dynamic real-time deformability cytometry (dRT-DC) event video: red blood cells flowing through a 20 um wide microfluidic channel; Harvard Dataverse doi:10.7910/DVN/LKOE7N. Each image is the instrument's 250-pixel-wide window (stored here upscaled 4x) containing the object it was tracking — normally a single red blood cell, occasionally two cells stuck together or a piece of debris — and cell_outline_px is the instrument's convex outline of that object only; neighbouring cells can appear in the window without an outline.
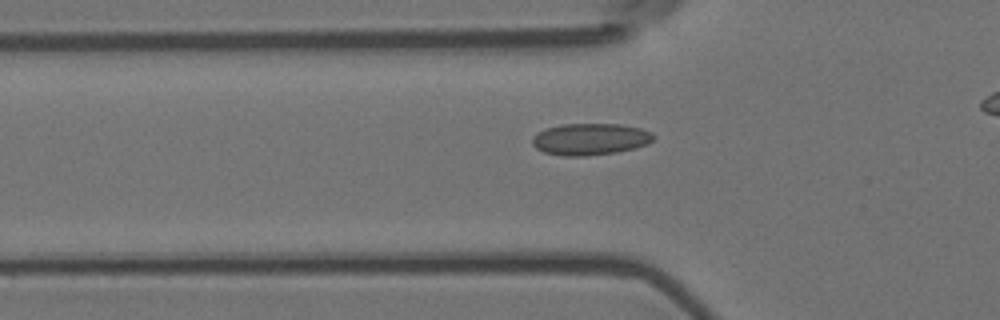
{"species": "Egyptian fruit bat (a non-hibernating species)", "species_latin": "Rousettus aegyptiacus", "temperature_condition": "room temperature", "stored_images_in_passage": 42, "camera_frame_rate_fps": 3000, "um_per_image_px": 0.085, "animal": {"sex": "female"}, "frame": {"image": 1, "passage_image": 14, "time_ms": 4.333, "image_size_px": [1000, 320], "cell_outline_px": [[656, 136], [648, 144], [636, 148], [616, 152], [584, 156], [564, 156], [544, 152], [536, 148], [532, 144], [532, 136], [544, 128], [560, 124], [620, 124], [640, 128], [652, 132]], "centroid_in_image_um": [50.16, 11.82], "position_along_channel_um": 75.6, "area_um2": 22.6}}
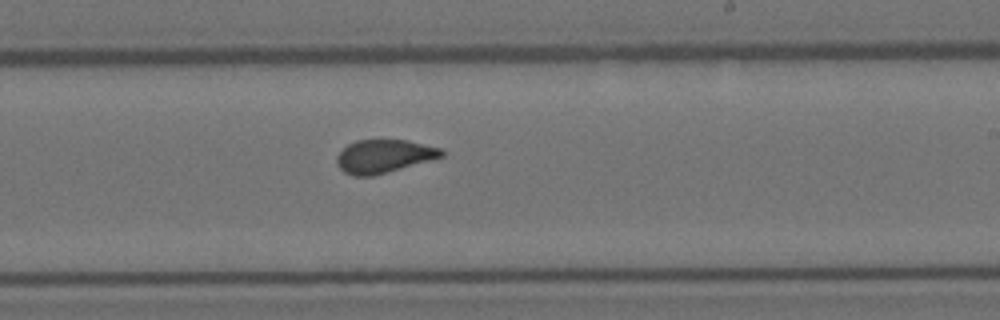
{"frame": {"image": 2, "passage_image": 29, "time_ms": 9.333, "image_size_px": [1000, 320], "cell_outline_px": [[444, 156], [372, 176], [352, 176], [344, 172], [336, 164], [336, 156], [348, 144], [356, 140], [404, 140], [440, 148], [444, 152]], "centroid_in_image_um": [32.58, 13.28], "position_along_channel_um": 256.4, "area_um2": 20.0}}
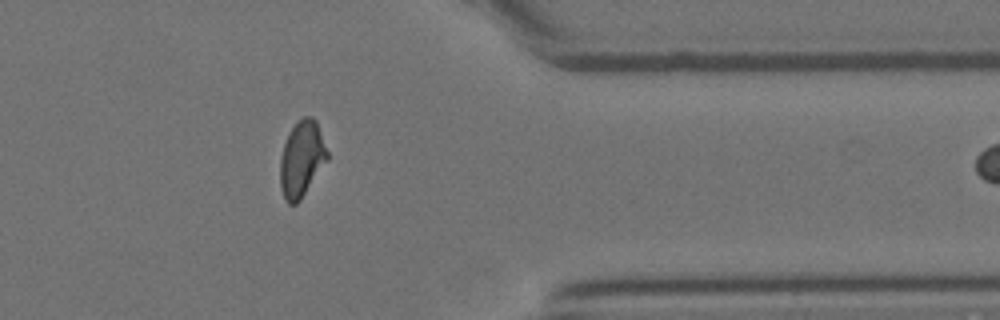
{"frame": {"image": 3, "passage_image": 41, "time_ms": 13.333, "image_size_px": [1000, 320], "cell_outline_px": [[328, 160], [300, 200], [296, 204], [288, 204], [284, 200], [280, 184], [280, 160], [284, 144], [288, 132], [304, 116], [312, 116], [316, 120], [328, 152]], "centroid_in_image_um": [25.64, 13.52], "position_along_channel_um": 385.8, "area_um2": 20.81}}